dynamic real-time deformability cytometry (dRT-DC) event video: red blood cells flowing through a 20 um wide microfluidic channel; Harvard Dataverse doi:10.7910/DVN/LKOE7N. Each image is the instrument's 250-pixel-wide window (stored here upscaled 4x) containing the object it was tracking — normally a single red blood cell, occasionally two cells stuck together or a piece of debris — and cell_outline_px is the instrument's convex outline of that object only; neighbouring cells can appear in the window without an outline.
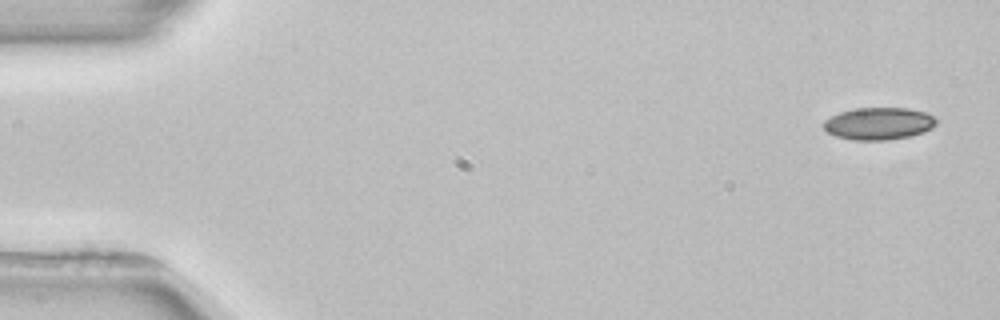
{"species": "common noctule bat (a hibernating species)", "species_latin": "Nyctalus noctula", "temperature_condition": "room temperature", "stored_images_in_passage": 4, "camera_frame_rate_fps": 3000, "um_per_image_px": 0.085, "animal": {"sex": "female", "body_mass_g": 22.7, "forearm_length_mm": 54.2}, "frame": {"image": 1, "passage_image": 1, "time_ms": 0.0, "image_size_px": [1000, 320], "cell_outline_px": [[936, 124], [932, 128], [924, 132], [908, 136], [888, 140], [852, 140], [836, 136], [828, 132], [820, 124], [824, 120], [840, 112], [856, 108], [908, 108], [924, 112], [932, 116], [936, 120]], "centroid_in_image_um": [74.66, 10.5], "position_along_channel_um": 10.3, "area_um2": 21.15}}
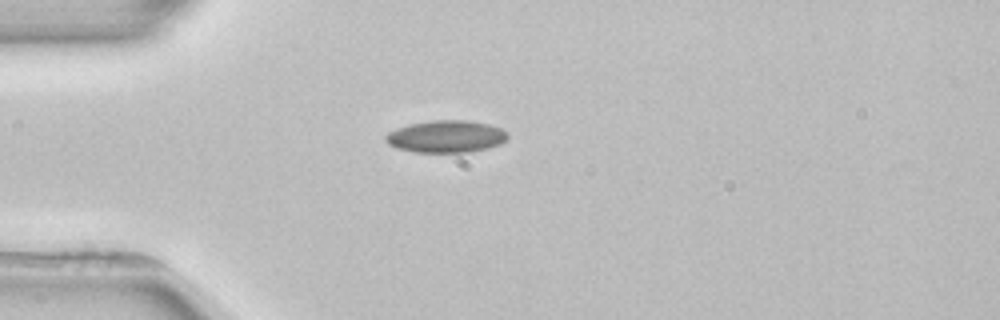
{"frame": {"image": 2, "passage_image": 4, "time_ms": 4.0, "image_size_px": [1000, 320], "cell_outline_px": [[508, 136], [500, 144], [488, 148], [472, 152], [416, 152], [396, 148], [388, 144], [384, 140], [384, 136], [388, 132], [396, 128], [408, 124], [432, 120], [468, 120], [488, 124], [500, 128], [508, 132]], "centroid_in_image_um": [37.89, 11.6], "position_along_channel_um": 47.1, "area_um2": 23.06}}